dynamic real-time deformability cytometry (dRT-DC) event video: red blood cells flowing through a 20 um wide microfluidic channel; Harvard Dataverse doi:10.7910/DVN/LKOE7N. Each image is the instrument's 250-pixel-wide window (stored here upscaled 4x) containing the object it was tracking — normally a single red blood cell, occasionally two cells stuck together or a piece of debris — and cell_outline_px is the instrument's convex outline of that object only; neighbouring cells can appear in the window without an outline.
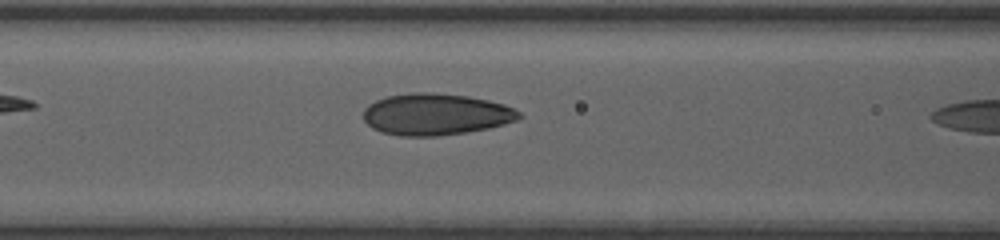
{"species": "human", "species_latin": "Homo sapiens", "temperature_condition": "room temperature", "stored_images_in_passage": 7, "camera_frame_rate_fps": 3000, "um_per_image_px": 0.085, "donor": {"sex": "female"}, "frame": {"image": 1, "passage_image": 6, "time_ms": 1.667, "image_size_px": [1000, 240], "cell_outline_px": [[524, 116], [516, 120], [504, 124], [488, 128], [440, 136], [400, 136], [380, 132], [372, 128], [364, 120], [364, 108], [368, 104], [376, 100], [388, 96], [412, 92], [432, 92], [468, 96], [488, 100], [504, 104], [520, 112]], "centroid_in_image_um": [37.03, 9.71], "position_along_channel_um": 129.6, "area_um2": 37.86}}